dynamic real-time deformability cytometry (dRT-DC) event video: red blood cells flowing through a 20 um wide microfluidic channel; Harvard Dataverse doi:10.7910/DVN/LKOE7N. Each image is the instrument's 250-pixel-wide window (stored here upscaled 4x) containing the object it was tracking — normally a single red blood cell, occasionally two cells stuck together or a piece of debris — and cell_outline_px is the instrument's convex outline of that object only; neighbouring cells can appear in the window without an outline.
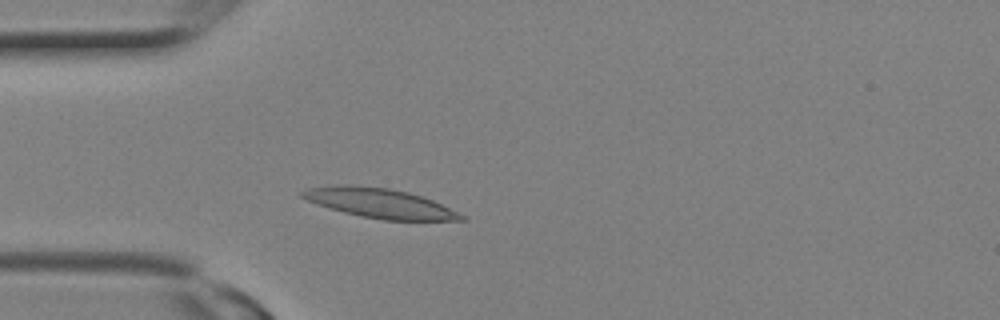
{"species": "Egyptian fruit bat (a non-hibernating species)", "species_latin": "Rousettus aegyptiacus", "temperature_condition": "room temperature", "stored_images_in_passage": 6, "camera_frame_rate_fps": 3000, "um_per_image_px": 0.085, "animal": {"sex": "female"}, "frame": {"image": 1, "passage_image": 4, "time_ms": 1.0, "image_size_px": [1000, 320], "cell_outline_px": [[468, 220], [384, 220], [360, 216], [328, 208], [308, 200], [300, 196], [300, 192], [308, 188], [336, 184], [352, 184], [388, 188], [408, 192], [432, 200], [464, 216]], "centroid_in_image_um": [32.21, 17.25], "position_along_channel_um": 52.8, "area_um2": 27.17}}
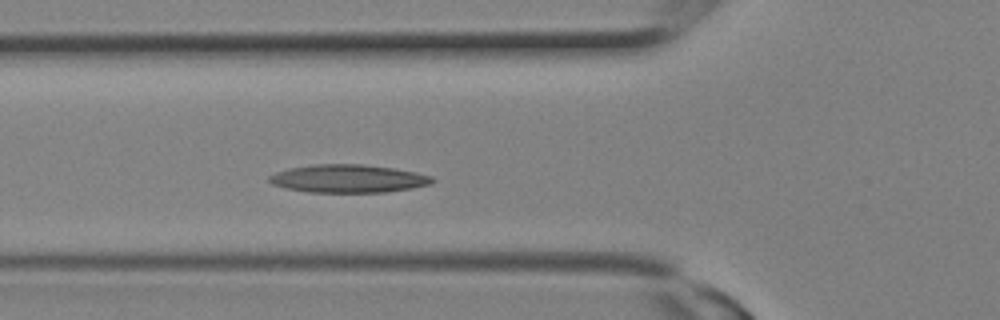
{"frame": {"image": 2, "passage_image": 6, "time_ms": 1.667, "image_size_px": [1000, 320], "cell_outline_px": [[436, 180], [428, 184], [412, 188], [388, 192], [308, 192], [288, 188], [272, 184], [268, 180], [268, 176], [276, 172], [288, 168], [312, 164], [364, 164], [392, 168], [416, 172], [432, 176]], "centroid_in_image_um": [29.59, 15.17], "position_along_channel_um": 96.2, "area_um2": 26.65}}